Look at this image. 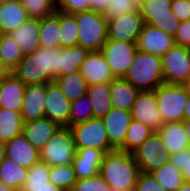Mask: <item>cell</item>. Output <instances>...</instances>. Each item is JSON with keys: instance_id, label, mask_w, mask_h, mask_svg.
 <instances>
[{"instance_id": "57", "label": "cell", "mask_w": 190, "mask_h": 191, "mask_svg": "<svg viewBox=\"0 0 190 191\" xmlns=\"http://www.w3.org/2000/svg\"><path fill=\"white\" fill-rule=\"evenodd\" d=\"M133 3L136 4V6H139L144 0H132Z\"/></svg>"}, {"instance_id": "26", "label": "cell", "mask_w": 190, "mask_h": 191, "mask_svg": "<svg viewBox=\"0 0 190 191\" xmlns=\"http://www.w3.org/2000/svg\"><path fill=\"white\" fill-rule=\"evenodd\" d=\"M86 94L92 102L93 118H102L113 108L111 82L88 85Z\"/></svg>"}, {"instance_id": "34", "label": "cell", "mask_w": 190, "mask_h": 191, "mask_svg": "<svg viewBox=\"0 0 190 191\" xmlns=\"http://www.w3.org/2000/svg\"><path fill=\"white\" fill-rule=\"evenodd\" d=\"M153 132L151 128L140 122L132 120L123 145L118 149L128 153H133L139 148Z\"/></svg>"}, {"instance_id": "43", "label": "cell", "mask_w": 190, "mask_h": 191, "mask_svg": "<svg viewBox=\"0 0 190 191\" xmlns=\"http://www.w3.org/2000/svg\"><path fill=\"white\" fill-rule=\"evenodd\" d=\"M137 9L138 6H136L132 0H111L103 15L107 19H111L122 14H128L130 12L136 11Z\"/></svg>"}, {"instance_id": "52", "label": "cell", "mask_w": 190, "mask_h": 191, "mask_svg": "<svg viewBox=\"0 0 190 191\" xmlns=\"http://www.w3.org/2000/svg\"><path fill=\"white\" fill-rule=\"evenodd\" d=\"M184 129L188 138L189 147H190V121L189 120H183Z\"/></svg>"}, {"instance_id": "19", "label": "cell", "mask_w": 190, "mask_h": 191, "mask_svg": "<svg viewBox=\"0 0 190 191\" xmlns=\"http://www.w3.org/2000/svg\"><path fill=\"white\" fill-rule=\"evenodd\" d=\"M104 153L95 148H76L72 166L77 179L91 178L99 174Z\"/></svg>"}, {"instance_id": "8", "label": "cell", "mask_w": 190, "mask_h": 191, "mask_svg": "<svg viewBox=\"0 0 190 191\" xmlns=\"http://www.w3.org/2000/svg\"><path fill=\"white\" fill-rule=\"evenodd\" d=\"M75 148H95L104 154L115 150L109 142V138L101 118H91L85 122L70 127Z\"/></svg>"}, {"instance_id": "21", "label": "cell", "mask_w": 190, "mask_h": 191, "mask_svg": "<svg viewBox=\"0 0 190 191\" xmlns=\"http://www.w3.org/2000/svg\"><path fill=\"white\" fill-rule=\"evenodd\" d=\"M60 126L48 119L41 118L24 123L22 134L37 149H42Z\"/></svg>"}, {"instance_id": "48", "label": "cell", "mask_w": 190, "mask_h": 191, "mask_svg": "<svg viewBox=\"0 0 190 191\" xmlns=\"http://www.w3.org/2000/svg\"><path fill=\"white\" fill-rule=\"evenodd\" d=\"M174 41L176 45L190 48V20L180 22Z\"/></svg>"}, {"instance_id": "41", "label": "cell", "mask_w": 190, "mask_h": 191, "mask_svg": "<svg viewBox=\"0 0 190 191\" xmlns=\"http://www.w3.org/2000/svg\"><path fill=\"white\" fill-rule=\"evenodd\" d=\"M167 159L181 171L184 182L190 183V147L169 155Z\"/></svg>"}, {"instance_id": "6", "label": "cell", "mask_w": 190, "mask_h": 191, "mask_svg": "<svg viewBox=\"0 0 190 191\" xmlns=\"http://www.w3.org/2000/svg\"><path fill=\"white\" fill-rule=\"evenodd\" d=\"M76 153L72 131L69 127H59L40 149V161L51 166L72 164Z\"/></svg>"}, {"instance_id": "46", "label": "cell", "mask_w": 190, "mask_h": 191, "mask_svg": "<svg viewBox=\"0 0 190 191\" xmlns=\"http://www.w3.org/2000/svg\"><path fill=\"white\" fill-rule=\"evenodd\" d=\"M134 191H166V190L156 181V179L151 173L141 172L138 177V180L136 181Z\"/></svg>"}, {"instance_id": "49", "label": "cell", "mask_w": 190, "mask_h": 191, "mask_svg": "<svg viewBox=\"0 0 190 191\" xmlns=\"http://www.w3.org/2000/svg\"><path fill=\"white\" fill-rule=\"evenodd\" d=\"M88 1V11H96L104 13L108 7L111 0H87Z\"/></svg>"}, {"instance_id": "28", "label": "cell", "mask_w": 190, "mask_h": 191, "mask_svg": "<svg viewBox=\"0 0 190 191\" xmlns=\"http://www.w3.org/2000/svg\"><path fill=\"white\" fill-rule=\"evenodd\" d=\"M60 11L52 16L40 19L39 42L40 47H60Z\"/></svg>"}, {"instance_id": "13", "label": "cell", "mask_w": 190, "mask_h": 191, "mask_svg": "<svg viewBox=\"0 0 190 191\" xmlns=\"http://www.w3.org/2000/svg\"><path fill=\"white\" fill-rule=\"evenodd\" d=\"M44 115L60 127H69L71 102L55 81L47 83Z\"/></svg>"}, {"instance_id": "25", "label": "cell", "mask_w": 190, "mask_h": 191, "mask_svg": "<svg viewBox=\"0 0 190 191\" xmlns=\"http://www.w3.org/2000/svg\"><path fill=\"white\" fill-rule=\"evenodd\" d=\"M140 91L125 78H115L111 81V103L112 107L130 111Z\"/></svg>"}, {"instance_id": "53", "label": "cell", "mask_w": 190, "mask_h": 191, "mask_svg": "<svg viewBox=\"0 0 190 191\" xmlns=\"http://www.w3.org/2000/svg\"><path fill=\"white\" fill-rule=\"evenodd\" d=\"M9 71L6 69V67L2 64L1 58H0V79L3 78L5 75H7Z\"/></svg>"}, {"instance_id": "3", "label": "cell", "mask_w": 190, "mask_h": 191, "mask_svg": "<svg viewBox=\"0 0 190 191\" xmlns=\"http://www.w3.org/2000/svg\"><path fill=\"white\" fill-rule=\"evenodd\" d=\"M124 78L140 92L154 91L164 84L162 57L137 50Z\"/></svg>"}, {"instance_id": "16", "label": "cell", "mask_w": 190, "mask_h": 191, "mask_svg": "<svg viewBox=\"0 0 190 191\" xmlns=\"http://www.w3.org/2000/svg\"><path fill=\"white\" fill-rule=\"evenodd\" d=\"M47 83L26 86L21 115L24 123L44 118Z\"/></svg>"}, {"instance_id": "22", "label": "cell", "mask_w": 190, "mask_h": 191, "mask_svg": "<svg viewBox=\"0 0 190 191\" xmlns=\"http://www.w3.org/2000/svg\"><path fill=\"white\" fill-rule=\"evenodd\" d=\"M156 132L165 145V153L167 157L180 150L189 148V142L183 122L165 123Z\"/></svg>"}, {"instance_id": "39", "label": "cell", "mask_w": 190, "mask_h": 191, "mask_svg": "<svg viewBox=\"0 0 190 191\" xmlns=\"http://www.w3.org/2000/svg\"><path fill=\"white\" fill-rule=\"evenodd\" d=\"M49 170L50 166L41 161L28 168L27 179L21 189H40L47 186Z\"/></svg>"}, {"instance_id": "54", "label": "cell", "mask_w": 190, "mask_h": 191, "mask_svg": "<svg viewBox=\"0 0 190 191\" xmlns=\"http://www.w3.org/2000/svg\"><path fill=\"white\" fill-rule=\"evenodd\" d=\"M5 158V143L0 141V163Z\"/></svg>"}, {"instance_id": "24", "label": "cell", "mask_w": 190, "mask_h": 191, "mask_svg": "<svg viewBox=\"0 0 190 191\" xmlns=\"http://www.w3.org/2000/svg\"><path fill=\"white\" fill-rule=\"evenodd\" d=\"M29 18L20 0L3 1L0 6V31L2 34H9Z\"/></svg>"}, {"instance_id": "55", "label": "cell", "mask_w": 190, "mask_h": 191, "mask_svg": "<svg viewBox=\"0 0 190 191\" xmlns=\"http://www.w3.org/2000/svg\"><path fill=\"white\" fill-rule=\"evenodd\" d=\"M0 191H17L0 181Z\"/></svg>"}, {"instance_id": "4", "label": "cell", "mask_w": 190, "mask_h": 191, "mask_svg": "<svg viewBox=\"0 0 190 191\" xmlns=\"http://www.w3.org/2000/svg\"><path fill=\"white\" fill-rule=\"evenodd\" d=\"M72 15L78 25L77 45L87 48L90 52L101 51L108 40V19L103 13L91 10Z\"/></svg>"}, {"instance_id": "27", "label": "cell", "mask_w": 190, "mask_h": 191, "mask_svg": "<svg viewBox=\"0 0 190 191\" xmlns=\"http://www.w3.org/2000/svg\"><path fill=\"white\" fill-rule=\"evenodd\" d=\"M24 122L20 112L0 108V141L7 143L22 134Z\"/></svg>"}, {"instance_id": "58", "label": "cell", "mask_w": 190, "mask_h": 191, "mask_svg": "<svg viewBox=\"0 0 190 191\" xmlns=\"http://www.w3.org/2000/svg\"><path fill=\"white\" fill-rule=\"evenodd\" d=\"M109 191H129V190H125V189H118V188H111Z\"/></svg>"}, {"instance_id": "20", "label": "cell", "mask_w": 190, "mask_h": 191, "mask_svg": "<svg viewBox=\"0 0 190 191\" xmlns=\"http://www.w3.org/2000/svg\"><path fill=\"white\" fill-rule=\"evenodd\" d=\"M26 85L13 73L1 78L0 108L21 112Z\"/></svg>"}, {"instance_id": "37", "label": "cell", "mask_w": 190, "mask_h": 191, "mask_svg": "<svg viewBox=\"0 0 190 191\" xmlns=\"http://www.w3.org/2000/svg\"><path fill=\"white\" fill-rule=\"evenodd\" d=\"M91 118H93V107L87 94L71 102L69 128Z\"/></svg>"}, {"instance_id": "1", "label": "cell", "mask_w": 190, "mask_h": 191, "mask_svg": "<svg viewBox=\"0 0 190 191\" xmlns=\"http://www.w3.org/2000/svg\"><path fill=\"white\" fill-rule=\"evenodd\" d=\"M59 48L40 47L35 52L24 55L12 71L26 86L45 84L60 77Z\"/></svg>"}, {"instance_id": "30", "label": "cell", "mask_w": 190, "mask_h": 191, "mask_svg": "<svg viewBox=\"0 0 190 191\" xmlns=\"http://www.w3.org/2000/svg\"><path fill=\"white\" fill-rule=\"evenodd\" d=\"M90 51L87 48L75 45L61 48L60 51V76L72 74L80 70V66L87 58Z\"/></svg>"}, {"instance_id": "51", "label": "cell", "mask_w": 190, "mask_h": 191, "mask_svg": "<svg viewBox=\"0 0 190 191\" xmlns=\"http://www.w3.org/2000/svg\"><path fill=\"white\" fill-rule=\"evenodd\" d=\"M183 120H189L190 121V94L188 97V101L184 107V116Z\"/></svg>"}, {"instance_id": "5", "label": "cell", "mask_w": 190, "mask_h": 191, "mask_svg": "<svg viewBox=\"0 0 190 191\" xmlns=\"http://www.w3.org/2000/svg\"><path fill=\"white\" fill-rule=\"evenodd\" d=\"M160 115L165 123L182 122L190 94L189 85L161 84L155 90Z\"/></svg>"}, {"instance_id": "23", "label": "cell", "mask_w": 190, "mask_h": 191, "mask_svg": "<svg viewBox=\"0 0 190 191\" xmlns=\"http://www.w3.org/2000/svg\"><path fill=\"white\" fill-rule=\"evenodd\" d=\"M40 19L29 18L19 28L9 33L18 43L24 55L35 52L40 48L39 42Z\"/></svg>"}, {"instance_id": "35", "label": "cell", "mask_w": 190, "mask_h": 191, "mask_svg": "<svg viewBox=\"0 0 190 191\" xmlns=\"http://www.w3.org/2000/svg\"><path fill=\"white\" fill-rule=\"evenodd\" d=\"M172 0H144L138 10L144 24H149L155 17L171 16Z\"/></svg>"}, {"instance_id": "29", "label": "cell", "mask_w": 190, "mask_h": 191, "mask_svg": "<svg viewBox=\"0 0 190 191\" xmlns=\"http://www.w3.org/2000/svg\"><path fill=\"white\" fill-rule=\"evenodd\" d=\"M66 98L73 102L87 93L88 83L80 71L54 79Z\"/></svg>"}, {"instance_id": "56", "label": "cell", "mask_w": 190, "mask_h": 191, "mask_svg": "<svg viewBox=\"0 0 190 191\" xmlns=\"http://www.w3.org/2000/svg\"><path fill=\"white\" fill-rule=\"evenodd\" d=\"M177 191H190V183L184 182Z\"/></svg>"}, {"instance_id": "12", "label": "cell", "mask_w": 190, "mask_h": 191, "mask_svg": "<svg viewBox=\"0 0 190 191\" xmlns=\"http://www.w3.org/2000/svg\"><path fill=\"white\" fill-rule=\"evenodd\" d=\"M130 112L132 120L148 126L153 131H157L164 125L154 91L139 92Z\"/></svg>"}, {"instance_id": "9", "label": "cell", "mask_w": 190, "mask_h": 191, "mask_svg": "<svg viewBox=\"0 0 190 191\" xmlns=\"http://www.w3.org/2000/svg\"><path fill=\"white\" fill-rule=\"evenodd\" d=\"M101 52L115 78H124L137 52L136 43L107 40Z\"/></svg>"}, {"instance_id": "38", "label": "cell", "mask_w": 190, "mask_h": 191, "mask_svg": "<svg viewBox=\"0 0 190 191\" xmlns=\"http://www.w3.org/2000/svg\"><path fill=\"white\" fill-rule=\"evenodd\" d=\"M49 181L63 190L73 187L77 178L72 164L51 166Z\"/></svg>"}, {"instance_id": "32", "label": "cell", "mask_w": 190, "mask_h": 191, "mask_svg": "<svg viewBox=\"0 0 190 191\" xmlns=\"http://www.w3.org/2000/svg\"><path fill=\"white\" fill-rule=\"evenodd\" d=\"M23 57L24 54L18 43L9 34H2L0 39V58L6 69L12 72Z\"/></svg>"}, {"instance_id": "7", "label": "cell", "mask_w": 190, "mask_h": 191, "mask_svg": "<svg viewBox=\"0 0 190 191\" xmlns=\"http://www.w3.org/2000/svg\"><path fill=\"white\" fill-rule=\"evenodd\" d=\"M165 84H190V48L174 45L162 56Z\"/></svg>"}, {"instance_id": "36", "label": "cell", "mask_w": 190, "mask_h": 191, "mask_svg": "<svg viewBox=\"0 0 190 191\" xmlns=\"http://www.w3.org/2000/svg\"><path fill=\"white\" fill-rule=\"evenodd\" d=\"M60 47H72L78 42V25L72 14L60 12Z\"/></svg>"}, {"instance_id": "2", "label": "cell", "mask_w": 190, "mask_h": 191, "mask_svg": "<svg viewBox=\"0 0 190 191\" xmlns=\"http://www.w3.org/2000/svg\"><path fill=\"white\" fill-rule=\"evenodd\" d=\"M141 171L133 153L115 149L104 154L99 174L111 188L134 191Z\"/></svg>"}, {"instance_id": "45", "label": "cell", "mask_w": 190, "mask_h": 191, "mask_svg": "<svg viewBox=\"0 0 190 191\" xmlns=\"http://www.w3.org/2000/svg\"><path fill=\"white\" fill-rule=\"evenodd\" d=\"M56 8L58 11L74 14L77 12L88 11L87 0H56Z\"/></svg>"}, {"instance_id": "40", "label": "cell", "mask_w": 190, "mask_h": 191, "mask_svg": "<svg viewBox=\"0 0 190 191\" xmlns=\"http://www.w3.org/2000/svg\"><path fill=\"white\" fill-rule=\"evenodd\" d=\"M30 18L43 19L56 13L54 0H20Z\"/></svg>"}, {"instance_id": "47", "label": "cell", "mask_w": 190, "mask_h": 191, "mask_svg": "<svg viewBox=\"0 0 190 191\" xmlns=\"http://www.w3.org/2000/svg\"><path fill=\"white\" fill-rule=\"evenodd\" d=\"M171 10L180 22L190 20V0H172Z\"/></svg>"}, {"instance_id": "18", "label": "cell", "mask_w": 190, "mask_h": 191, "mask_svg": "<svg viewBox=\"0 0 190 191\" xmlns=\"http://www.w3.org/2000/svg\"><path fill=\"white\" fill-rule=\"evenodd\" d=\"M5 157L28 169L40 162V150L20 134L5 144Z\"/></svg>"}, {"instance_id": "10", "label": "cell", "mask_w": 190, "mask_h": 191, "mask_svg": "<svg viewBox=\"0 0 190 191\" xmlns=\"http://www.w3.org/2000/svg\"><path fill=\"white\" fill-rule=\"evenodd\" d=\"M134 159L143 173H151L167 161L165 145L156 131L134 152Z\"/></svg>"}, {"instance_id": "59", "label": "cell", "mask_w": 190, "mask_h": 191, "mask_svg": "<svg viewBox=\"0 0 190 191\" xmlns=\"http://www.w3.org/2000/svg\"><path fill=\"white\" fill-rule=\"evenodd\" d=\"M63 191H77V190H76V188L73 186V187L64 189Z\"/></svg>"}, {"instance_id": "14", "label": "cell", "mask_w": 190, "mask_h": 191, "mask_svg": "<svg viewBox=\"0 0 190 191\" xmlns=\"http://www.w3.org/2000/svg\"><path fill=\"white\" fill-rule=\"evenodd\" d=\"M174 45V36L149 24H144L136 41L137 50L159 57H162Z\"/></svg>"}, {"instance_id": "50", "label": "cell", "mask_w": 190, "mask_h": 191, "mask_svg": "<svg viewBox=\"0 0 190 191\" xmlns=\"http://www.w3.org/2000/svg\"><path fill=\"white\" fill-rule=\"evenodd\" d=\"M20 191H63V189L48 181L47 186L41 187L40 189H21Z\"/></svg>"}, {"instance_id": "15", "label": "cell", "mask_w": 190, "mask_h": 191, "mask_svg": "<svg viewBox=\"0 0 190 191\" xmlns=\"http://www.w3.org/2000/svg\"><path fill=\"white\" fill-rule=\"evenodd\" d=\"M101 120L106 129L110 145L114 149H119L125 141L132 121L131 112L112 108Z\"/></svg>"}, {"instance_id": "11", "label": "cell", "mask_w": 190, "mask_h": 191, "mask_svg": "<svg viewBox=\"0 0 190 191\" xmlns=\"http://www.w3.org/2000/svg\"><path fill=\"white\" fill-rule=\"evenodd\" d=\"M144 26L139 10L108 19V40L136 43Z\"/></svg>"}, {"instance_id": "42", "label": "cell", "mask_w": 190, "mask_h": 191, "mask_svg": "<svg viewBox=\"0 0 190 191\" xmlns=\"http://www.w3.org/2000/svg\"><path fill=\"white\" fill-rule=\"evenodd\" d=\"M77 191H109L110 185L100 174L91 178L77 179L74 183Z\"/></svg>"}, {"instance_id": "31", "label": "cell", "mask_w": 190, "mask_h": 191, "mask_svg": "<svg viewBox=\"0 0 190 191\" xmlns=\"http://www.w3.org/2000/svg\"><path fill=\"white\" fill-rule=\"evenodd\" d=\"M28 169L5 157L0 163V181L20 191L27 179Z\"/></svg>"}, {"instance_id": "33", "label": "cell", "mask_w": 190, "mask_h": 191, "mask_svg": "<svg viewBox=\"0 0 190 191\" xmlns=\"http://www.w3.org/2000/svg\"><path fill=\"white\" fill-rule=\"evenodd\" d=\"M151 174L166 191H177L184 183L181 171L168 159L161 167L151 172Z\"/></svg>"}, {"instance_id": "17", "label": "cell", "mask_w": 190, "mask_h": 191, "mask_svg": "<svg viewBox=\"0 0 190 191\" xmlns=\"http://www.w3.org/2000/svg\"><path fill=\"white\" fill-rule=\"evenodd\" d=\"M88 85L107 83L115 79L101 51H92L83 61L79 70Z\"/></svg>"}, {"instance_id": "44", "label": "cell", "mask_w": 190, "mask_h": 191, "mask_svg": "<svg viewBox=\"0 0 190 191\" xmlns=\"http://www.w3.org/2000/svg\"><path fill=\"white\" fill-rule=\"evenodd\" d=\"M180 21L172 14L171 16L155 17L149 25L156 27L172 36L177 32Z\"/></svg>"}]
</instances>
